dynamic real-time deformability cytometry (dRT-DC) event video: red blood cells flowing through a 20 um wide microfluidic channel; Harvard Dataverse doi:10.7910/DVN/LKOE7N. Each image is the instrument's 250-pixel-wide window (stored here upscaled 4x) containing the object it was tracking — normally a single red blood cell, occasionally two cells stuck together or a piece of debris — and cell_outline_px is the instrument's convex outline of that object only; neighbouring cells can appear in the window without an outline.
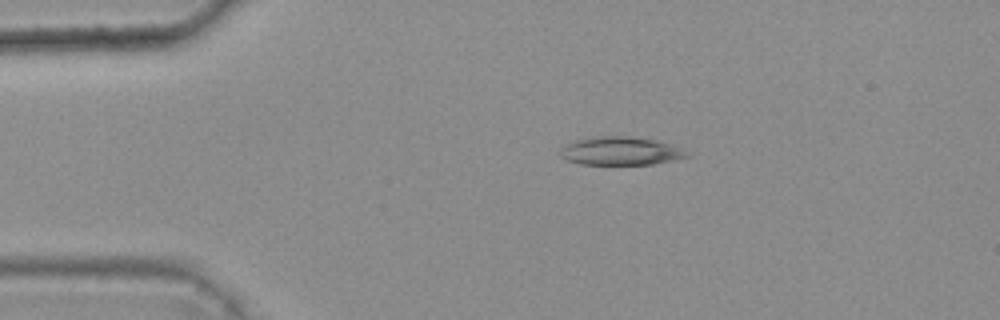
{"species": "common noctule bat (a hibernating species)", "species_latin": "Nyctalus noctula", "temperature_condition": "warm", "stored_images_in_passage": 3, "camera_frame_rate_fps": 3000, "um_per_image_px": 0.085, "animal": {"sex": "female", "body_mass_g": 25.1}, "frame": {"image": 1, "passage_image": 1, "time_ms": 0.0, "image_size_px": [1000, 320], "cell_outline_px": [[688, 156], [676, 160], [652, 164], [580, 164], [568, 160], [560, 156], [560, 148], [564, 144], [576, 140], [600, 136], [632, 136], [652, 140], [668, 144], [680, 148]], "centroid_in_image_um": [52.68, 12.84], "position_along_channel_um": 32.3, "area_um2": 20.58}}
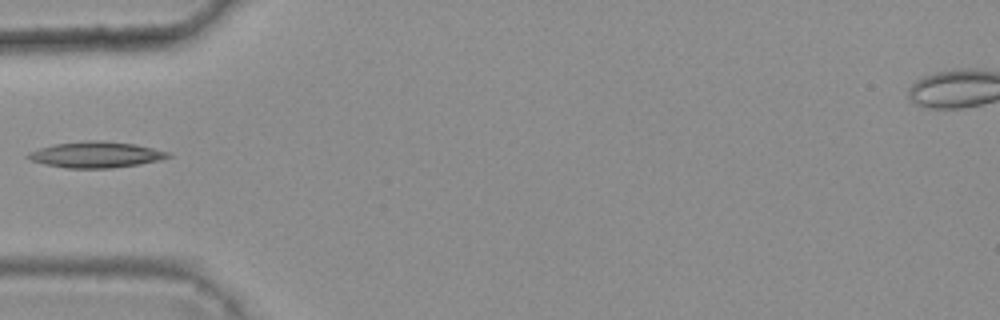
{"frame": {"image": 2, "passage_image": 3, "time_ms": 0.667, "image_size_px": [1000, 320], "cell_outline_px": [[172, 156], [160, 160], [140, 164], [112, 168], [64, 168], [44, 164], [32, 160], [24, 156], [28, 152], [40, 148], [56, 144], [84, 140], [100, 140], [136, 144], [172, 152]], "centroid_in_image_um": [8.19, 13.14], "position_along_channel_um": 76.8, "area_um2": 21.44}}